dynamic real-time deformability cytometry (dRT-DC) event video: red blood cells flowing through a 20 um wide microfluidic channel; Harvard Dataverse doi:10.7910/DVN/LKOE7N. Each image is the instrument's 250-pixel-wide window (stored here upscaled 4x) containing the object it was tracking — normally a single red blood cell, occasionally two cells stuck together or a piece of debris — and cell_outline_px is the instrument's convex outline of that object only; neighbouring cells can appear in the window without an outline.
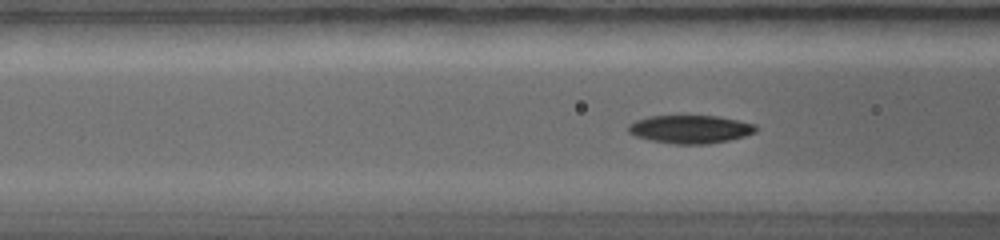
{"species": "common noctule bat (a hibernating species)", "species_latin": "Nyctalus noctula", "temperature_condition": "warm", "stored_images_in_passage": 59, "camera_frame_rate_fps": 5000, "um_per_image_px": 0.085, "animal": {"sex": "female", "body_mass_g": 19.0, "forearm_length_mm": 56.7}, "frame": {"image": 1, "passage_image": 17, "time_ms": 3.6, "image_size_px": [1000, 240], "cell_outline_px": [[756, 132], [744, 136], [728, 140], [708, 144], [672, 144], [652, 140], [636, 136], [628, 132], [628, 124], [636, 120], [648, 116], [716, 116], [756, 124]], "centroid_in_image_um": [58.65, 10.98], "position_along_channel_um": 107.9, "area_um2": 20.81}}
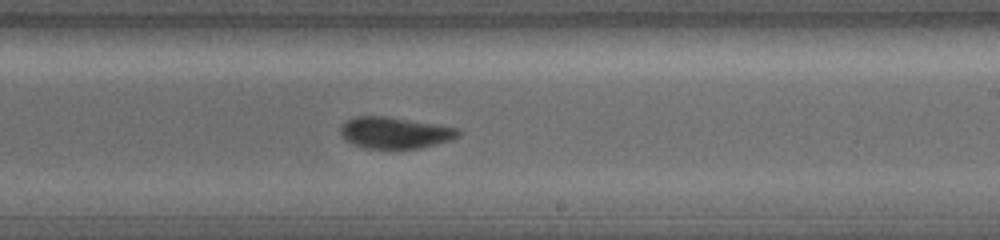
{"frame": {"image": 2, "passage_image": 31, "time_ms": 6.6, "image_size_px": [1000, 240], "cell_outline_px": [[460, 136], [452, 140], [420, 148], [364, 148], [352, 144], [344, 140], [340, 132], [340, 124], [356, 116], [388, 116], [456, 128], [460, 132]], "centroid_in_image_um": [33.52, 11.28], "position_along_channel_um": 255.5, "area_um2": 21.56}}
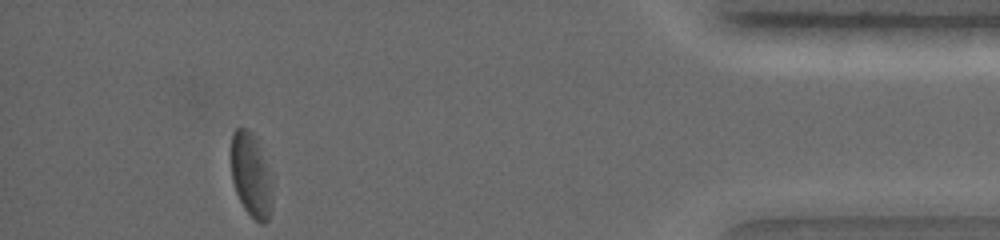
{"frame": {"image": 3, "passage_image": 58, "time_ms": 11.0, "image_size_px": [1000, 240], "cell_outline_px": [[272, 208], [268, 220], [264, 224], [260, 224], [244, 208], [236, 192], [232, 180], [232, 132], [236, 128], [248, 128], [256, 136], [272, 184]], "centroid_in_image_um": [21.35, 14.9], "position_along_channel_um": 413.9, "area_um2": 20.0}}